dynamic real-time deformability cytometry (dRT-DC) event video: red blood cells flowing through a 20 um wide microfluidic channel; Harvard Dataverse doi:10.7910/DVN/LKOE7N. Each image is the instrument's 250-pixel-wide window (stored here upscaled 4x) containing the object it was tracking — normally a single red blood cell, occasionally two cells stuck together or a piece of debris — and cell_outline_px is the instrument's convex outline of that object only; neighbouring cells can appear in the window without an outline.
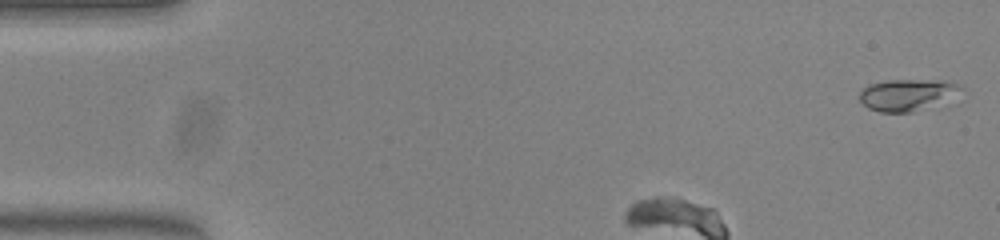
{"species": "common noctule bat (a hibernating species)", "species_latin": "Nyctalus noctula", "temperature_condition": "warm", "stored_images_in_passage": 49, "camera_frame_rate_fps": 3000, "um_per_image_px": 0.085, "animal": {"sex": "female", "body_mass_g": 23.0, "forearm_length_mm": 53.4}, "frame": {"image": 1, "passage_image": 2, "time_ms": 0.333, "image_size_px": [1000, 240], "cell_outline_px": [[964, 88], [912, 112], [880, 112], [868, 108], [860, 100], [860, 92], [868, 84], [888, 80], [952, 80]], "centroid_in_image_um": [76.99, 8.02], "position_along_channel_um": 8.0, "area_um2": 17.8}}
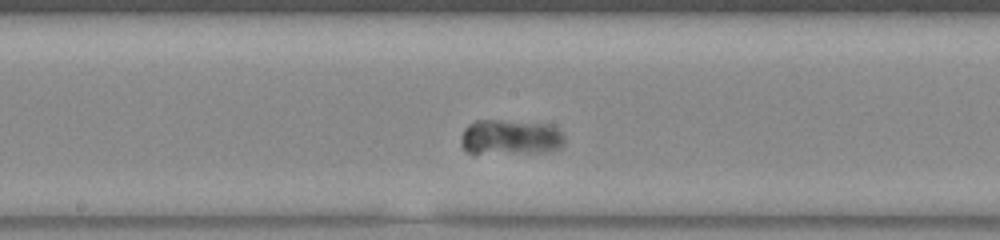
{"frame": {"image": 2, "passage_image": 22, "time_ms": 7.0, "image_size_px": [1000, 240], "cell_outline_px": [[564, 144], [560, 148], [544, 152], [476, 156], [468, 152], [460, 144], [460, 140], [464, 128], [468, 124], [476, 120], [496, 120], [552, 124], [564, 136]], "centroid_in_image_um": [43.33, 11.71], "position_along_channel_um": 204.9, "area_um2": 22.14}}
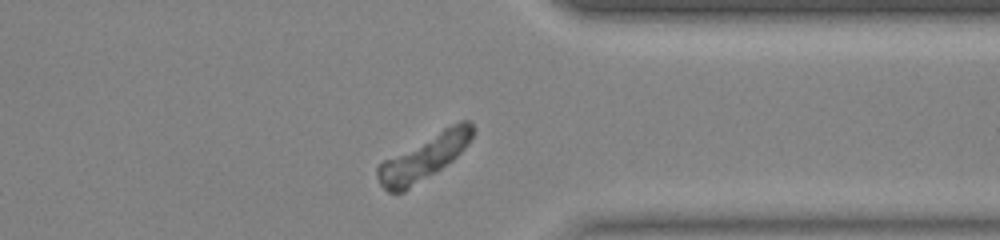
{"frame": {"image": 3, "passage_image": 36, "time_ms": 11.667, "image_size_px": [1000, 240], "cell_outline_px": [[476, 128], [468, 144], [452, 160], [436, 172], [404, 192], [388, 192], [380, 184], [376, 176], [376, 168], [384, 160], [444, 128], [460, 120], [468, 120]], "centroid_in_image_um": [36.05, 13.39], "position_along_channel_um": 375.4, "area_um2": 24.62}}